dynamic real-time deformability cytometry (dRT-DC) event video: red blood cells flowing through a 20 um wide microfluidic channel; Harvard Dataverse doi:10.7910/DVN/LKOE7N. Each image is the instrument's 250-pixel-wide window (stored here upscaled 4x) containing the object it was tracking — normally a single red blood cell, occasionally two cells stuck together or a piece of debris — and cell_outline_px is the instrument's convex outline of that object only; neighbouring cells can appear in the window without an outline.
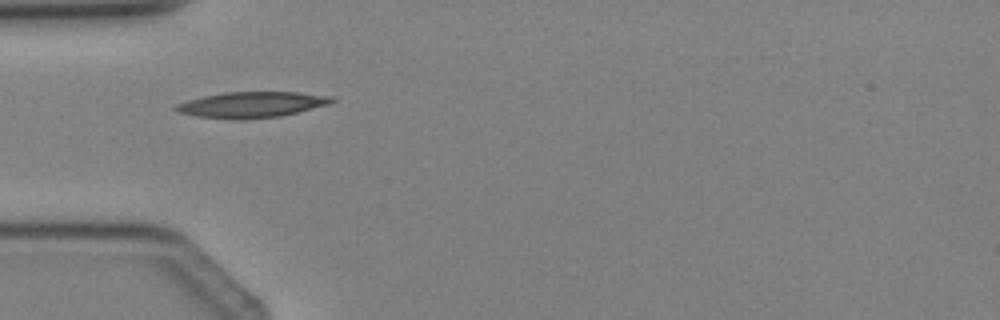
{"species": "Egyptian fruit bat (a non-hibernating species)", "species_latin": "Rousettus aegyptiacus", "temperature_condition": "cold", "stored_images_in_passage": 2, "camera_frame_rate_fps": 3000, "um_per_image_px": 0.085, "animal": {"sex": "female"}, "frame": {"image": 1, "passage_image": 1, "time_ms": 0.0, "image_size_px": [1000, 320], "cell_outline_px": [[336, 100], [328, 104], [280, 116], [244, 120], [232, 120], [196, 116], [180, 112], [172, 108], [176, 104], [188, 100], [204, 96], [224, 92], [296, 92], [332, 96]], "centroid_in_image_um": [21.36, 8.9], "position_along_channel_um": 63.6, "area_um2": 23.41}}
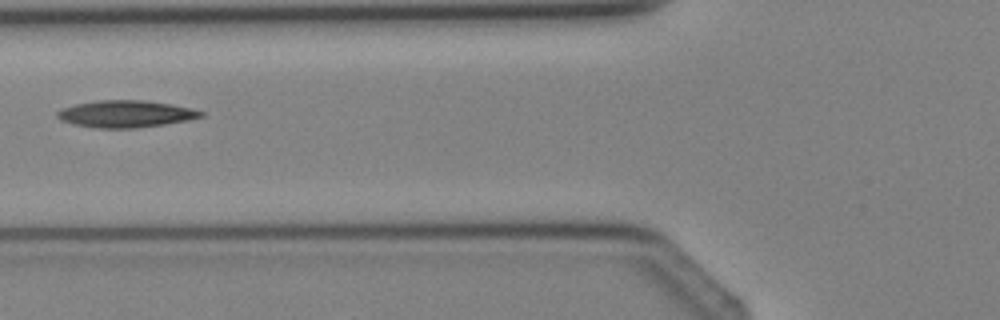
{"frame": {"image": 2, "passage_image": 2, "time_ms": 1.0, "image_size_px": [1000, 320], "cell_outline_px": [[204, 116], [188, 120], [164, 124], [132, 128], [100, 128], [72, 124], [60, 120], [56, 116], [56, 112], [64, 108], [76, 104], [96, 100], [144, 100], [172, 104], [204, 112]], "centroid_in_image_um": [10.66, 9.68], "position_along_channel_um": 115.1, "area_um2": 22.43}}